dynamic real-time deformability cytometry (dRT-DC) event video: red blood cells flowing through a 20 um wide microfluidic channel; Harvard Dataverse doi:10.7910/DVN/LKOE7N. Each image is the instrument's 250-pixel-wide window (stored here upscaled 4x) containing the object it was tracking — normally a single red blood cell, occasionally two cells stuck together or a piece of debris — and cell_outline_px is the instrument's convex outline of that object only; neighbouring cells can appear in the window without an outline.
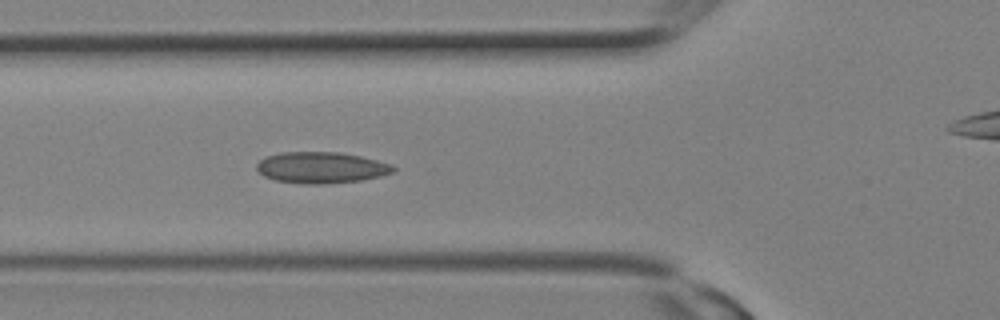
{"species": "Egyptian fruit bat (a non-hibernating species)", "species_latin": "Rousettus aegyptiacus", "temperature_condition": "room temperature", "stored_images_in_passage": 7, "camera_frame_rate_fps": 3000, "um_per_image_px": 0.085, "animal": {"sex": "female"}, "frame": {"image": 1, "passage_image": 7, "time_ms": 2.0, "image_size_px": [1000, 320], "cell_outline_px": [[396, 172], [380, 176], [360, 180], [324, 184], [300, 184], [276, 180], [264, 176], [256, 168], [256, 164], [260, 160], [268, 156], [280, 152], [340, 152], [360, 156], [392, 164], [396, 168]], "centroid_in_image_um": [27.32, 14.24], "position_along_channel_um": 98.5, "area_um2": 24.91}}